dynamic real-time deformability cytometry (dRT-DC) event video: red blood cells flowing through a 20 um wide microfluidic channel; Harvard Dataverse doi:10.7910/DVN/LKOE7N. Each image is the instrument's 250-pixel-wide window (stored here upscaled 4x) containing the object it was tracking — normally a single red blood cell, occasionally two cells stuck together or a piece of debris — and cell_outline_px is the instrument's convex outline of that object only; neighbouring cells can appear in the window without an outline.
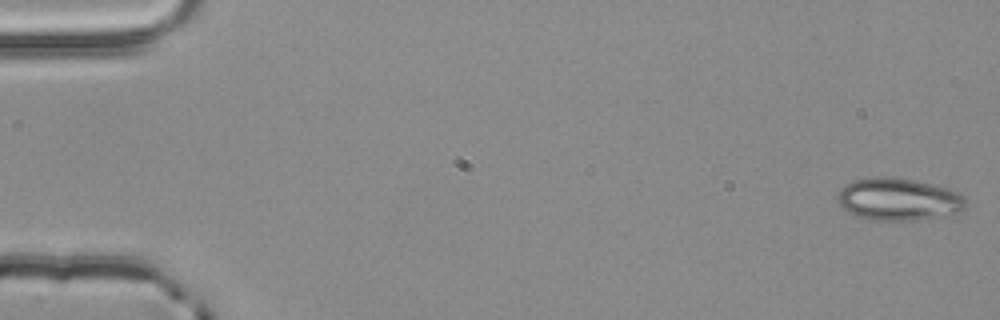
{"species": "common noctule bat (a hibernating species)", "species_latin": "Nyctalus noctula", "temperature_condition": "room temperature", "stored_images_in_passage": 48, "camera_frame_rate_fps": 3000, "um_per_image_px": 0.085, "animal": {"sex": "male", "body_mass_g": 20.4}, "frame": {"image": 1, "passage_image": 1, "time_ms": 0.0, "image_size_px": [1000, 320], "cell_outline_px": [[964, 208], [960, 212], [920, 220], [880, 220], [860, 216], [844, 208], [836, 200], [836, 196], [840, 188], [844, 184], [852, 180], [880, 176], [892, 176], [916, 180], [948, 188], [964, 196]], "centroid_in_image_um": [76.36, 16.91], "position_along_channel_um": 8.6, "area_um2": 31.56}}
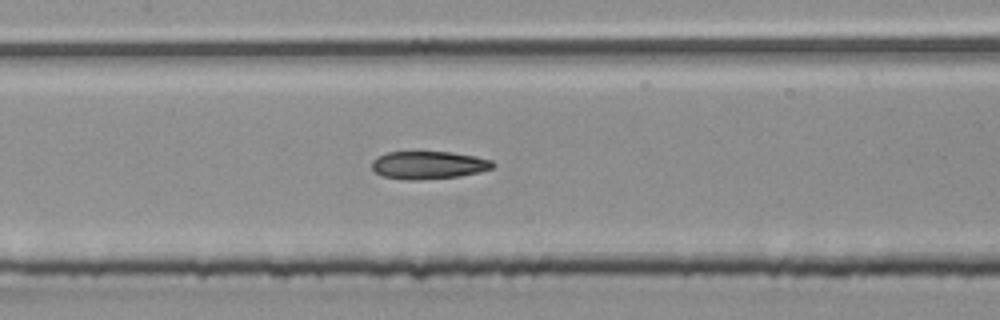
{"frame": {"image": 2, "passage_image": 26, "time_ms": 8.333, "image_size_px": [1000, 320], "cell_outline_px": [[496, 164], [492, 168], [480, 172], [460, 176], [420, 180], [408, 180], [384, 176], [376, 172], [372, 168], [372, 160], [376, 156], [388, 152], [452, 152], [476, 156], [492, 160]], "centroid_in_image_um": [36.45, 14.03], "position_along_channel_um": 171.0, "area_um2": 19.71}}
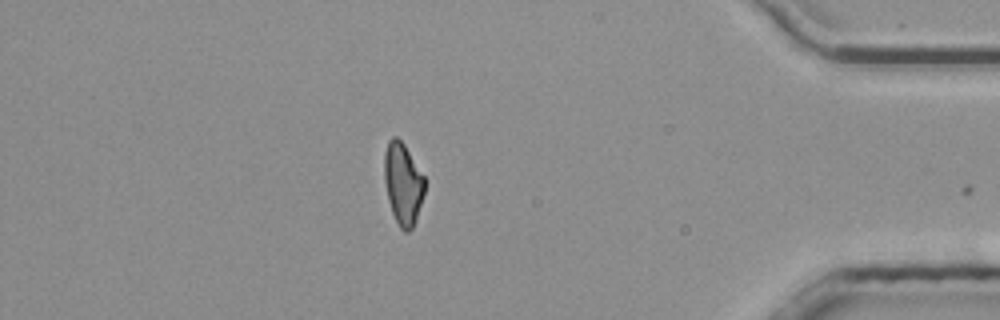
{"frame": {"image": 3, "passage_image": 47, "time_ms": 15.333, "image_size_px": [1000, 320], "cell_outline_px": [[424, 192], [416, 220], [412, 228], [408, 232], [404, 232], [400, 228], [392, 212], [388, 200], [384, 180], [384, 152], [388, 140], [392, 136], [396, 136], [404, 144], [424, 176]], "centroid_in_image_um": [34.23, 15.6], "position_along_channel_um": 401.0, "area_um2": 19.19}, "authors_computed_cell_mechanics": {"area_um2": 20.2589, "velocity_mm_per_s": 3.8801, "shape_relaxation_time_tau1_ms": null, "shape_relaxation_time_tau2_ms": 4.3261, "deformation_change_tau1": null, "deformation_change_tau2": 0.1217}}